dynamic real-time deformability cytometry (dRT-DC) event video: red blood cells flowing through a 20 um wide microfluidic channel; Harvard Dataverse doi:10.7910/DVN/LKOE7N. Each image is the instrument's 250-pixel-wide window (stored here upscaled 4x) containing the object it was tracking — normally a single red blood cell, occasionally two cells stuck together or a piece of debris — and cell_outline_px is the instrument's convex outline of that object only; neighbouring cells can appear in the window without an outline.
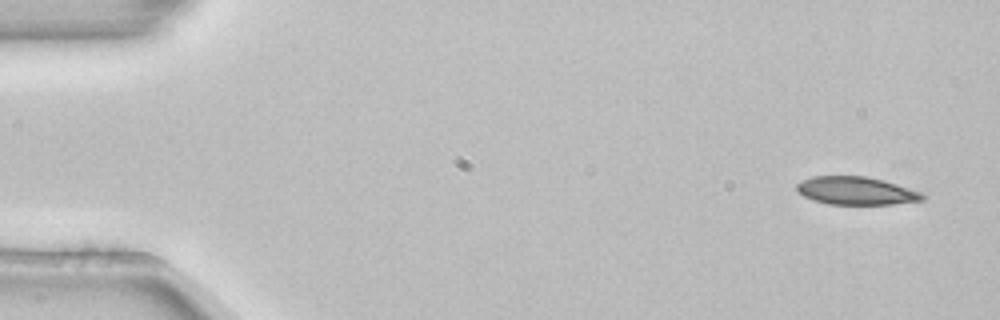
{"species": "common noctule bat (a hibernating species)", "species_latin": "Nyctalus noctula", "temperature_condition": "room temperature", "stored_images_in_passage": 4, "camera_frame_rate_fps": 3000, "um_per_image_px": 0.085, "animal": {"sex": "female", "body_mass_g": 22.7, "forearm_length_mm": 54.2}, "frame": {"image": 1, "passage_image": 1, "time_ms": 0.0, "image_size_px": [1000, 320], "cell_outline_px": [[928, 196], [924, 200], [892, 204], [828, 204], [812, 200], [804, 196], [796, 188], [796, 184], [812, 176], [864, 176], [884, 180], [920, 192]], "centroid_in_image_um": [72.78, 16.22], "position_along_channel_um": 12.2, "area_um2": 20.4}}
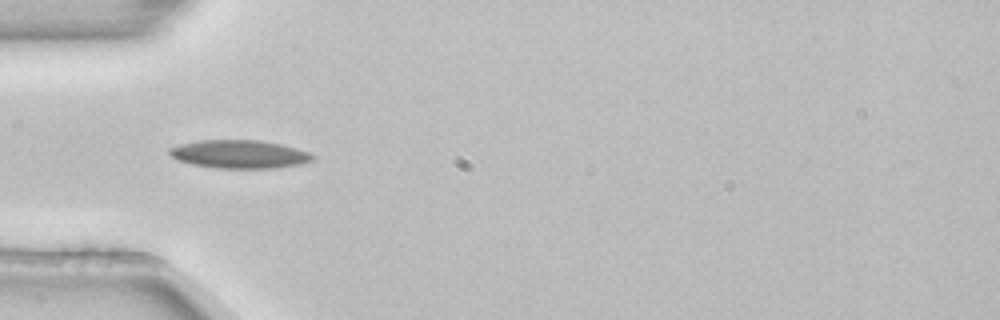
{"frame": {"image": 2, "passage_image": 4, "time_ms": 1.0, "image_size_px": [1000, 320], "cell_outline_px": [[316, 156], [312, 160], [300, 164], [276, 168], [216, 168], [192, 164], [176, 160], [168, 152], [168, 148], [180, 144], [200, 140], [260, 140], [280, 144], [296, 148], [308, 152]], "centroid_in_image_um": [20.33, 13.1], "position_along_channel_um": 64.7, "area_um2": 23.58}}